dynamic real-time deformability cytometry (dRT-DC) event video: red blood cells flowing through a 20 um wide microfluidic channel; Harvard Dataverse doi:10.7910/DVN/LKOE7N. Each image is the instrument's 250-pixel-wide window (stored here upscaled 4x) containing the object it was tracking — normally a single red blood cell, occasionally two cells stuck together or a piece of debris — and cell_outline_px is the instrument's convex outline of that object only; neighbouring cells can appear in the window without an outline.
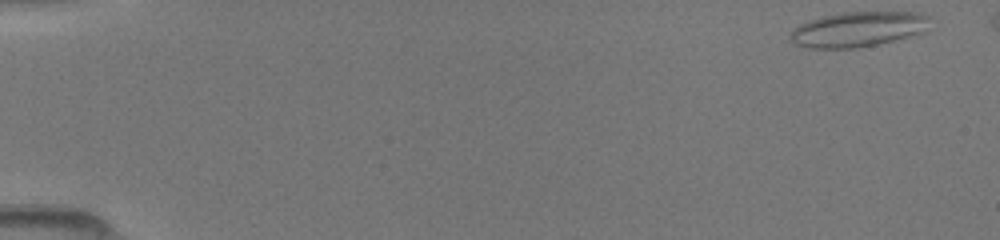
{"species": "common noctule bat (a hibernating species)", "species_latin": "Nyctalus noctula", "temperature_condition": "room temperature", "stored_images_in_passage": 47, "segment_of_instrument_passage": [1, 2], "camera_frame_rate_fps": 3000, "um_per_image_px": 0.085, "animal": {"sex": "female", "body_mass_g": 19.5, "forearm_length_mm": 54.1}, "frame": {"image": 1, "passage_image": 1, "time_ms": 0.0, "image_size_px": [1000, 240], "cell_outline_px": [[928, 32], [876, 44], [856, 48], [808, 48], [792, 44], [788, 40], [788, 36], [792, 28], [800, 24], [824, 16], [844, 12], [920, 12], [928, 16]], "centroid_in_image_um": [72.91, 2.49], "position_along_channel_um": 12.1, "area_um2": 28.78}}
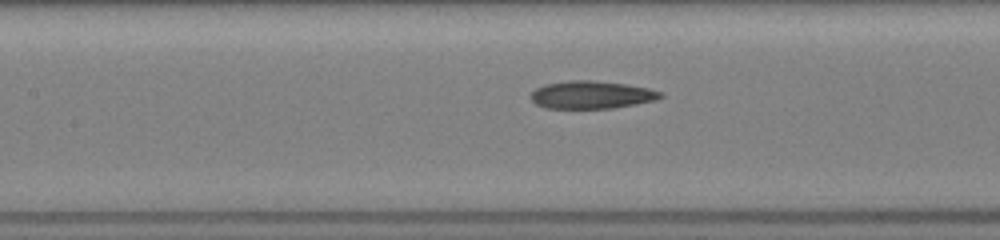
{"frame": {"image": 2, "passage_image": 22, "time_ms": 7.0, "image_size_px": [1000, 240], "cell_outline_px": [[664, 96], [656, 100], [636, 104], [612, 108], [544, 108], [536, 104], [532, 100], [532, 92], [536, 88], [544, 84], [572, 80], [596, 80], [624, 84], [648, 88], [660, 92]], "centroid_in_image_um": [50.27, 8.06], "position_along_channel_um": 157.1, "area_um2": 20.87}}
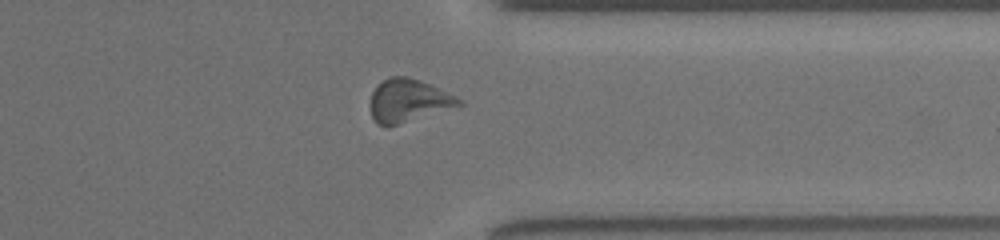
{"frame": {"image": 3, "passage_image": 38, "time_ms": 12.333, "image_size_px": [1000, 240], "cell_outline_px": [[464, 104], [396, 124], [376, 124], [372, 116], [372, 92], [388, 76], [408, 76], [420, 80], [456, 96], [464, 100]], "centroid_in_image_um": [34.74, 8.51], "position_along_channel_um": 376.7, "area_um2": 21.39}}